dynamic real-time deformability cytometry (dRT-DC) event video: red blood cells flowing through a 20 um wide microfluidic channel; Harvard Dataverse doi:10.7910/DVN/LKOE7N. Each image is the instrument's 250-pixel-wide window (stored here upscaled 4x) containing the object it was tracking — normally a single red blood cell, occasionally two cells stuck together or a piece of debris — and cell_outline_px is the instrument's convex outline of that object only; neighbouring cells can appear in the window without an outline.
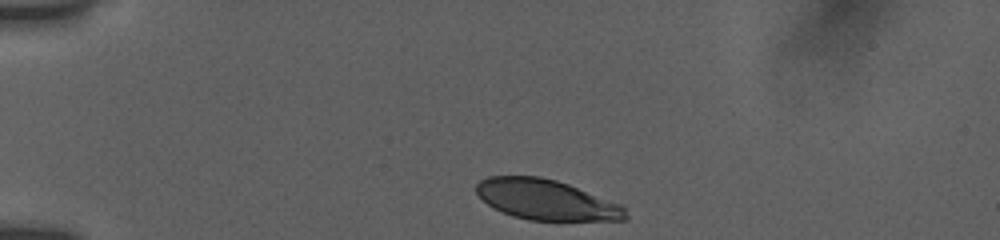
{"species": "human", "species_latin": "Homo sapiens", "temperature_condition": "room temperature", "stored_images_in_passage": 7, "camera_frame_rate_fps": 3000, "um_per_image_px": 0.085, "donor": {"sex": "female"}, "frame": {"image": 1, "passage_image": 1, "time_ms": 0.0, "image_size_px": [1000, 240], "cell_outline_px": [[628, 220], [528, 220], [512, 216], [488, 204], [476, 192], [476, 184], [480, 180], [488, 176], [540, 176], [556, 180], [568, 184], [620, 204], [624, 208], [628, 216]], "centroid_in_image_um": [46.43, 16.97], "position_along_channel_um": 38.6, "area_um2": 34.74}}
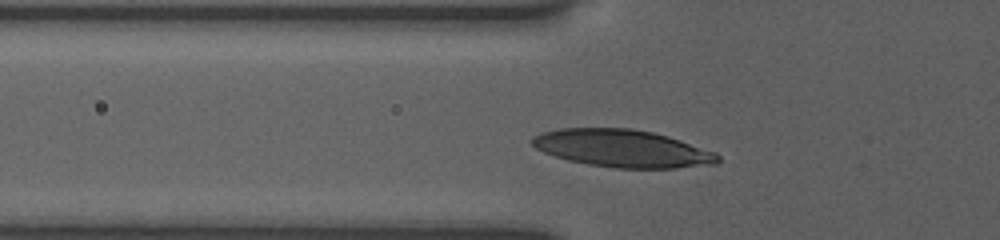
{"frame": {"image": 2, "passage_image": 6, "time_ms": 1.667, "image_size_px": [1000, 240], "cell_outline_px": [[720, 160], [716, 164], [676, 168], [616, 168], [588, 164], [568, 160], [544, 152], [536, 148], [528, 140], [532, 136], [540, 132], [560, 128], [632, 128], [652, 132], [668, 136], [716, 152], [720, 156]], "centroid_in_image_um": [52.89, 12.61], "position_along_channel_um": 72.9, "area_um2": 40.75}}